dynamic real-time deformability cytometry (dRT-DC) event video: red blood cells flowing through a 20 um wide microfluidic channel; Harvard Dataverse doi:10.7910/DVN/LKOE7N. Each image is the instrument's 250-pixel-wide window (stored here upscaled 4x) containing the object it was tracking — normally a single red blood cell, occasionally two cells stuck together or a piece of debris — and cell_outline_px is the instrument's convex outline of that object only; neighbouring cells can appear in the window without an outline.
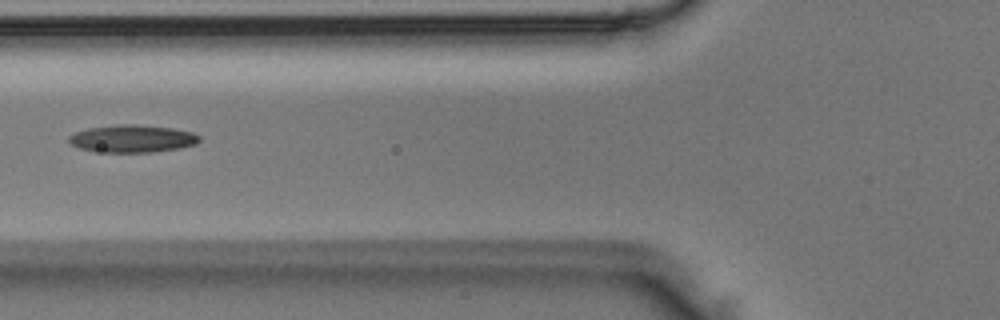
{"species": "Egyptian fruit bat (a non-hibernating species)", "species_latin": "Rousettus aegyptiacus", "temperature_condition": "room temperature", "stored_images_in_passage": 6, "camera_frame_rate_fps": 3000, "um_per_image_px": 0.085, "animal": {"sex": "male"}, "frame": {"image": 1, "passage_image": 6, "time_ms": 1.667, "image_size_px": [1000, 320], "cell_outline_px": [[200, 140], [196, 144], [180, 148], [152, 152], [104, 152], [80, 148], [72, 144], [68, 140], [68, 136], [76, 132], [88, 128], [116, 124], [136, 124], [172, 128], [192, 132], [200, 136]], "centroid_in_image_um": [11.27, 11.78], "position_along_channel_um": 114.5, "area_um2": 20.87}}